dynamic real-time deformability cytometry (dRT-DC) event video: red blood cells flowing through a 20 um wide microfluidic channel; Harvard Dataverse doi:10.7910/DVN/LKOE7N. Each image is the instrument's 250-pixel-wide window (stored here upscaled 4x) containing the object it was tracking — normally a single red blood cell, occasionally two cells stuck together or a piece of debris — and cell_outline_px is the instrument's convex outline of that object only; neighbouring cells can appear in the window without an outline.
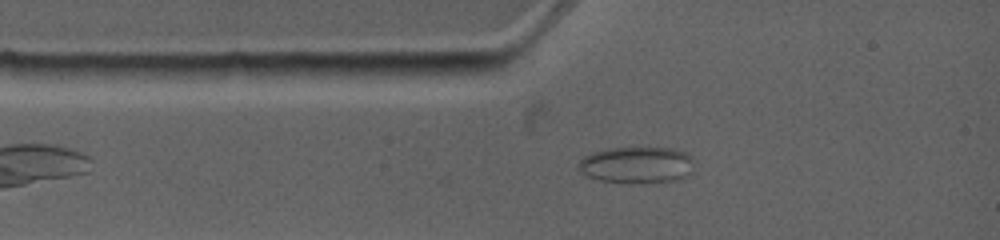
{"species": "common noctule bat (a hibernating species)", "species_latin": "Nyctalus noctula", "temperature_condition": "warm", "stored_images_in_passage": 19, "camera_frame_rate_fps": 4500, "um_per_image_px": 0.085, "animal": {"sex": "female", "body_mass_g": 19.0, "forearm_length_mm": 53.3}, "frame": {"image": 1, "passage_image": 3, "time_ms": 1.556, "image_size_px": [1000, 240], "cell_outline_px": [[692, 172], [688, 176], [680, 180], [644, 184], [632, 184], [600, 180], [588, 176], [580, 168], [580, 160], [584, 156], [592, 152], [608, 148], [672, 148], [688, 152], [692, 156]], "centroid_in_image_um": [54.2, 14.04], "position_along_channel_um": 30.8, "area_um2": 25.03}}
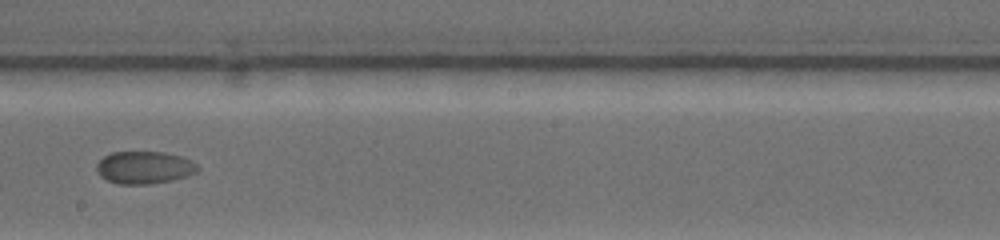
{"frame": {"image": 2, "passage_image": 8, "time_ms": 7.333, "image_size_px": [1000, 240], "cell_outline_px": [[200, 168], [196, 172], [172, 180], [148, 184], [120, 184], [108, 180], [100, 176], [96, 172], [96, 164], [104, 156], [112, 152], [164, 152], [180, 156], [192, 160]], "centroid_in_image_um": [12.25, 14.23], "position_along_channel_um": 236.0, "area_um2": 19.07}}
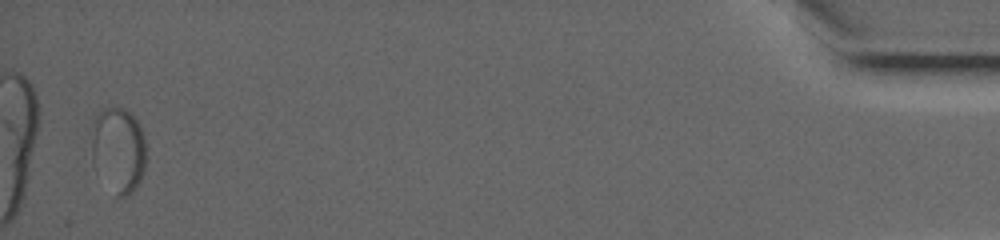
{"frame": {"image": 3, "passage_image": 17, "time_ms": 16.667, "image_size_px": [1000, 240], "cell_outline_px": [[144, 168], [140, 180], [136, 188], [128, 196], [116, 200], [92, 160], [92, 120], [104, 108], [116, 104], [124, 108], [136, 120], [144, 136]], "centroid_in_image_um": [10.04, 12.74], "position_along_channel_um": 425.2, "area_um2": 27.34}}